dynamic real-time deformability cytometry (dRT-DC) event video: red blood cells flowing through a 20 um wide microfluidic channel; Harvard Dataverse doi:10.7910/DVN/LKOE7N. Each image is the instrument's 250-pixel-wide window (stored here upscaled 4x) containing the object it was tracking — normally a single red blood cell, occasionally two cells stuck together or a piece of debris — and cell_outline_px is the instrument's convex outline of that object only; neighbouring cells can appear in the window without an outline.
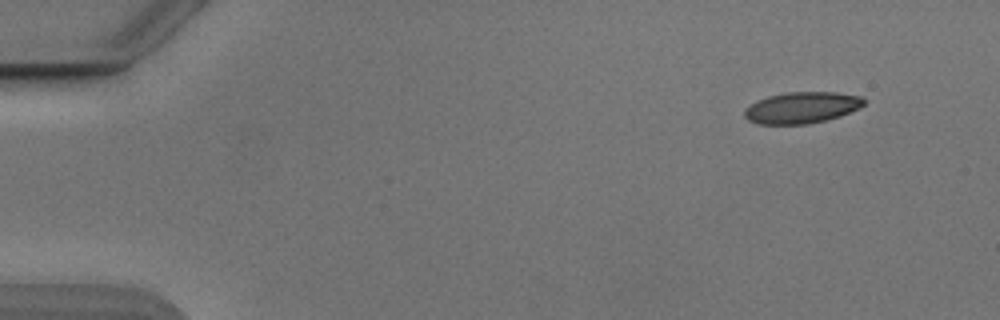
{"species": "Egyptian fruit bat (a non-hibernating species)", "species_latin": "Rousettus aegyptiacus", "temperature_condition": "cold", "stored_images_in_passage": 49, "camera_frame_rate_fps": 3000, "um_per_image_px": 0.085, "animal": {"sex": "male"}, "frame": {"image": 1, "passage_image": 1, "time_ms": 0.0, "image_size_px": [1000, 320], "cell_outline_px": [[868, 100], [860, 108], [840, 116], [808, 124], [760, 124], [748, 120], [744, 116], [744, 108], [756, 100], [768, 96], [788, 92], [836, 92], [860, 96]], "centroid_in_image_um": [68.15, 9.14], "position_along_channel_um": 16.8, "area_um2": 21.96}}
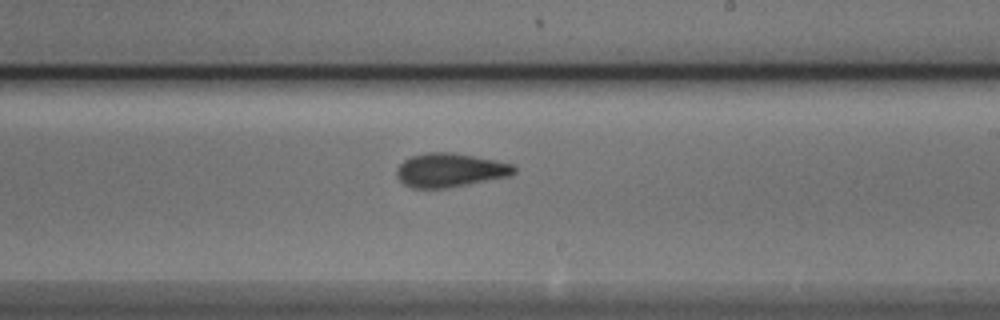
{"frame": {"image": 2, "passage_image": 28, "time_ms": 9.0, "image_size_px": [1000, 320], "cell_outline_px": [[516, 172], [508, 176], [448, 188], [412, 188], [404, 184], [396, 176], [396, 168], [404, 160], [412, 156], [428, 152], [452, 152], [496, 160], [512, 164], [516, 168]], "centroid_in_image_um": [38.23, 14.46], "position_along_channel_um": 250.8, "area_um2": 23.12}}
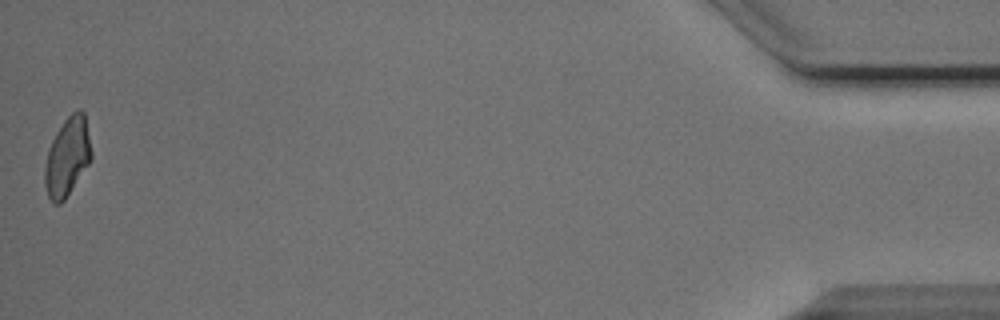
{"frame": {"image": 3, "passage_image": 49, "time_ms": 16.0, "image_size_px": [1000, 320], "cell_outline_px": [[92, 160], [64, 200], [60, 204], [52, 204], [48, 196], [44, 184], [44, 168], [48, 148], [56, 132], [64, 120], [72, 112], [80, 108], [84, 112], [92, 152]], "centroid_in_image_um": [5.72, 13.34], "position_along_channel_um": 429.5, "area_um2": 21.5}, "authors_computed_cell_mechanics": {"area_um2": 22.3108, "velocity_mm_per_s": 3.8742, "shape_relaxation_time_tau1_ms": 4.0415, "shape_relaxation_time_tau2_ms": 2.0696, "deformation_change_tau1": 0.1305, "deformation_change_tau2": 0.0797}}